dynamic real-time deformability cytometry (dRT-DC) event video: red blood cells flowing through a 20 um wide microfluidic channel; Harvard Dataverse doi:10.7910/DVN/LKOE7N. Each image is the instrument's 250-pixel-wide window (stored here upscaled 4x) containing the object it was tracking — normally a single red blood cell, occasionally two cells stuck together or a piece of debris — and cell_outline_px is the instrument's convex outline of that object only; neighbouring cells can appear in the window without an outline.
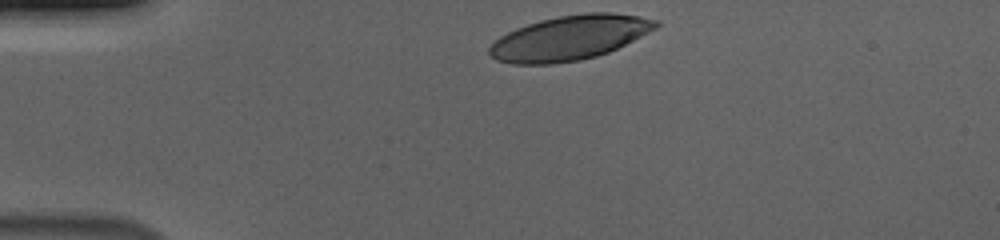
{"species": "human", "species_latin": "Homo sapiens", "temperature_condition": "cold", "stored_images_in_passage": 35, "camera_frame_rate_fps": 3000, "um_per_image_px": 0.085, "donor": {"sex": "male"}, "frame": {"image": 1, "passage_image": 1, "time_ms": 0.0, "image_size_px": [1000, 240], "cell_outline_px": [[660, 24], [656, 28], [608, 52], [596, 56], [580, 60], [552, 64], [512, 64], [496, 60], [488, 52], [488, 48], [500, 36], [516, 28], [540, 20], [560, 16], [588, 12], [612, 12], [640, 16], [660, 20]], "centroid_in_image_um": [48.41, 3.21], "position_along_channel_um": 36.6, "area_um2": 43.0}}
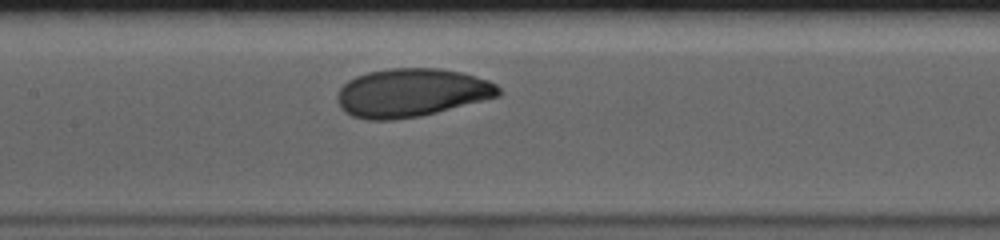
{"frame": {"image": 2, "passage_image": 16, "time_ms": 5.0, "image_size_px": [1000, 240], "cell_outline_px": [[500, 96], [420, 116], [392, 120], [368, 120], [352, 116], [344, 112], [340, 108], [336, 100], [336, 96], [340, 88], [348, 80], [356, 76], [368, 72], [392, 68], [440, 68], [460, 72], [488, 80], [496, 84], [500, 88]], "centroid_in_image_um": [34.94, 7.88], "position_along_channel_um": 172.5, "area_um2": 45.49}}
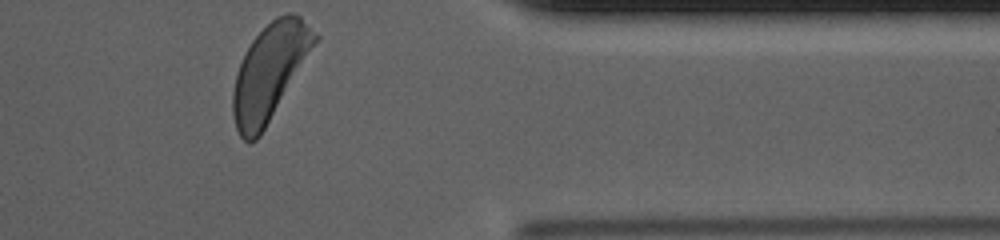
{"frame": {"image": 3, "passage_image": 35, "time_ms": 11.333, "image_size_px": [1000, 240], "cell_outline_px": [[320, 40], [260, 136], [256, 140], [244, 140], [240, 136], [236, 128], [232, 112], [232, 96], [236, 76], [240, 64], [252, 40], [276, 16], [288, 12], [292, 12], [300, 16], [320, 36]], "centroid_in_image_um": [22.97, 6.1], "position_along_channel_um": 388.4, "area_um2": 45.55}, "authors_computed_cell_mechanics": {"area_um2": 44.5638, "velocity_mm_per_s": 3.6519, "shape_relaxation_time_tau1_ms": 3.5547, "shape_relaxation_time_tau2_ms": null, "deformation_change_tau1": 0.151, "deformation_change_tau2": null}}